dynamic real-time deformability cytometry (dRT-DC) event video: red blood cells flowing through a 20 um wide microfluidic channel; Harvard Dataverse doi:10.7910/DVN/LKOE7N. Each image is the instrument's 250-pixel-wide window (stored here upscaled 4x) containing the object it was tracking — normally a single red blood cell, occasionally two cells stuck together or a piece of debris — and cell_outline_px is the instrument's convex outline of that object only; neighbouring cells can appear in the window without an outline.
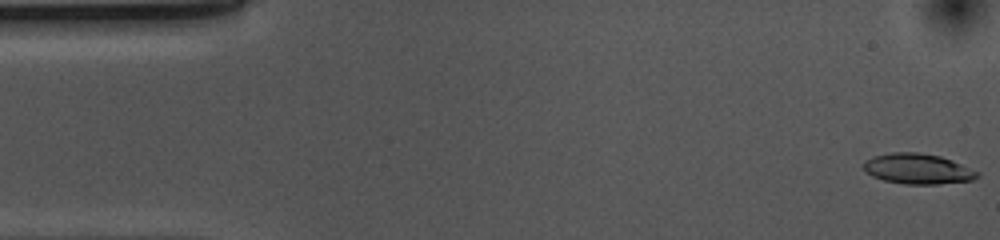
{"species": "common noctule bat (a hibernating species)", "species_latin": "Nyctalus noctula", "temperature_condition": "cold", "stored_images_in_passage": 53, "camera_frame_rate_fps": 3000, "um_per_image_px": 0.085, "animal": {"sex": "female", "body_mass_g": 10.0, "forearm_length_mm": 53.1}, "frame": {"image": 1, "passage_image": 1, "time_ms": 0.0, "image_size_px": [1000, 240], "cell_outline_px": [[980, 176], [972, 180], [936, 184], [904, 184], [884, 180], [872, 176], [864, 168], [864, 160], [872, 156], [892, 152], [920, 152], [940, 156], [952, 160], [980, 172]], "centroid_in_image_um": [78.02, 14.34], "position_along_channel_um": 7.0, "area_um2": 20.17}}
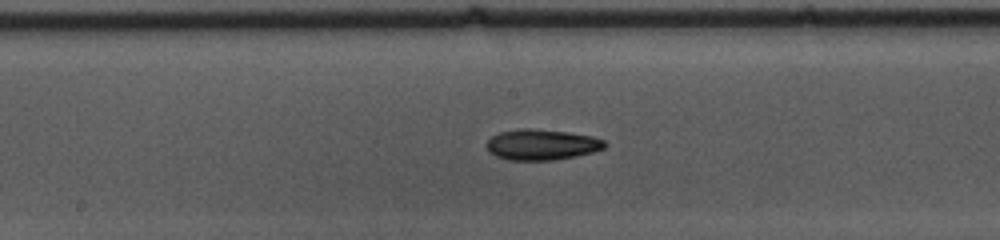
{"frame": {"image": 2, "passage_image": 26, "time_ms": 8.333, "image_size_px": [1000, 240], "cell_outline_px": [[608, 144], [604, 148], [592, 152], [576, 156], [552, 160], [508, 160], [496, 156], [488, 152], [488, 140], [492, 136], [500, 132], [524, 128], [532, 128], [568, 132], [592, 136], [604, 140]], "centroid_in_image_um": [46.06, 12.29], "position_along_channel_um": 202.1, "area_um2": 21.1}}
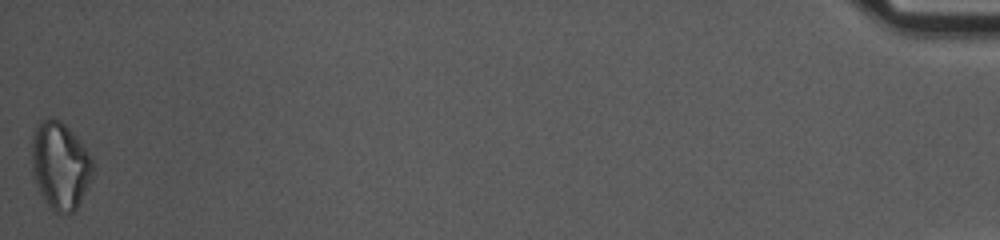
{"frame": {"image": 3, "passage_image": 53, "time_ms": 17.333, "image_size_px": [1000, 240], "cell_outline_px": [[92, 176], [76, 208], [72, 212], [56, 212], [48, 204], [40, 192], [32, 172], [32, 136], [40, 120], [48, 116], [52, 116], [60, 120], [76, 136], [92, 156]], "centroid_in_image_um": [5.1, 14.01], "position_along_channel_um": 430.1, "area_um2": 30.69}, "authors_computed_cell_mechanics": {"area_um2": 20.4612, "velocity_mm_per_s": 3.6882, "shape_relaxation_time_tau1_ms": 3.772, "shape_relaxation_time_tau2_ms": null, "deformation_change_tau1": 0.1389, "deformation_change_tau2": null}}